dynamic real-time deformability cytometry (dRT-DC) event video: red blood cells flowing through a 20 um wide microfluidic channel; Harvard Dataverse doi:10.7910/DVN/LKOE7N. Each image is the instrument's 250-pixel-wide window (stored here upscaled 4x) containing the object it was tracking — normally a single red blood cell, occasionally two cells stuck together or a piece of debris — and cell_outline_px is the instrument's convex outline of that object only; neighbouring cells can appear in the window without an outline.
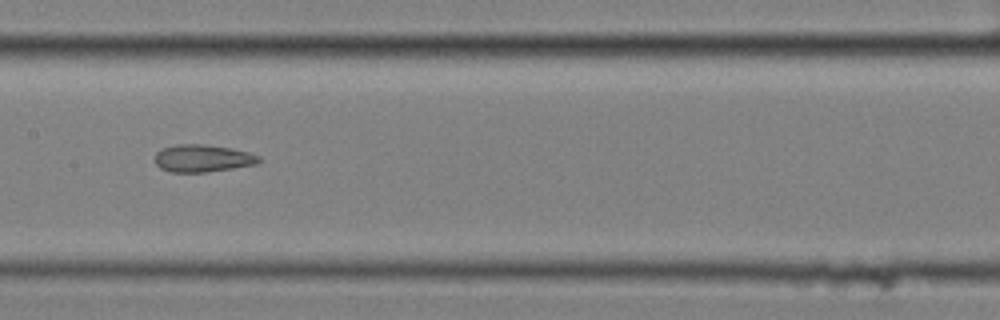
{"species": "common noctule bat (a hibernating species)", "species_latin": "Nyctalus noctula", "temperature_condition": "cold", "stored_images_in_passage": 10, "camera_frame_rate_fps": 3000, "um_per_image_px": 0.085, "animal": {"sex": "female", "body_mass_g": 25.1}, "frame": {"image": 1, "passage_image": 9, "time_ms": 2.667, "image_size_px": [1000, 320], "cell_outline_px": [[264, 160], [256, 164], [208, 172], [172, 172], [160, 168], [156, 164], [156, 152], [160, 148], [176, 144], [204, 144], [232, 148], [248, 152], [260, 156]], "centroid_in_image_um": [17.24, 13.45], "position_along_channel_um": 190.2, "area_um2": 16.76}}
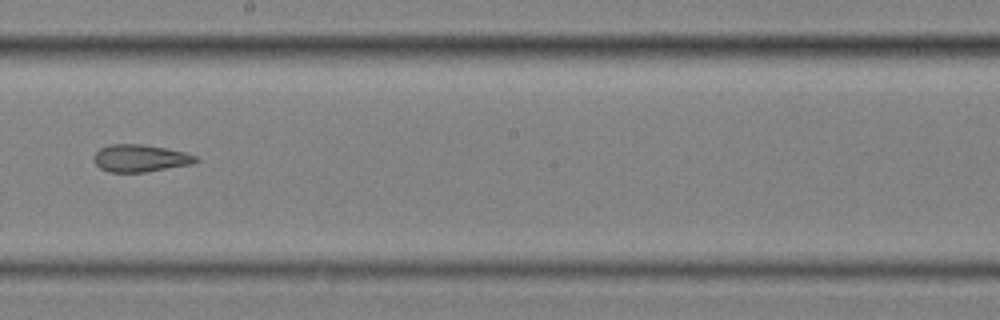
{"frame": {"image": 2, "passage_image": 10, "time_ms": 3.0, "image_size_px": [1000, 320], "cell_outline_px": [[200, 160], [192, 164], [144, 172], [108, 172], [100, 168], [92, 160], [92, 156], [100, 148], [108, 144], [144, 144], [184, 152], [196, 156]], "centroid_in_image_um": [11.88, 13.44], "position_along_channel_um": 236.3, "area_um2": 16.3}}